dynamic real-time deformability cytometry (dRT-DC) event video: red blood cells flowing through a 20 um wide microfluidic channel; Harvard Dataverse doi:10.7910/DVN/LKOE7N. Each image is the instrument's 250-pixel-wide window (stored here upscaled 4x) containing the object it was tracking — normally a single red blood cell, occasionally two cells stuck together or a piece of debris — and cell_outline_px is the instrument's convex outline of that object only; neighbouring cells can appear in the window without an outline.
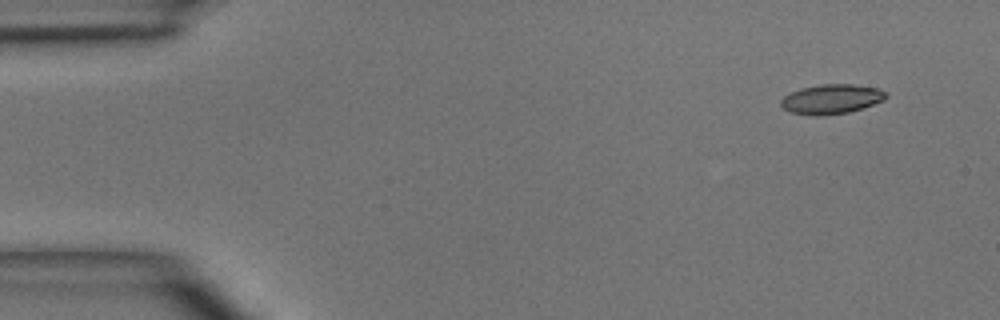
{"species": "common noctule bat (a hibernating species)", "species_latin": "Nyctalus noctula", "temperature_condition": "room temperature", "stored_images_in_passage": 4, "camera_frame_rate_fps": 3000, "um_per_image_px": 0.085, "animal": {"sex": "male", "body_mass_g": 15.6}, "frame": {"image": 1, "passage_image": 1, "time_ms": 0.0, "image_size_px": [1000, 320], "cell_outline_px": [[888, 96], [884, 100], [848, 112], [820, 116], [812, 116], [792, 112], [784, 108], [780, 104], [780, 100], [784, 96], [800, 88], [820, 84], [852, 84], [876, 88], [884, 92]], "centroid_in_image_um": [70.63, 8.42], "position_along_channel_um": 14.4, "area_um2": 17.92}}
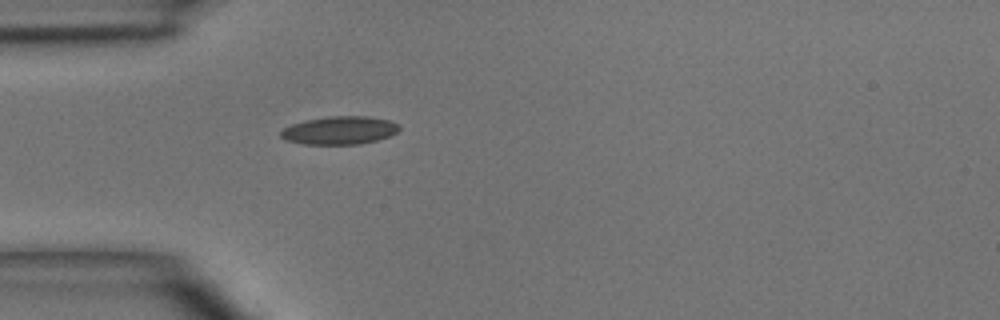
{"frame": {"image": 2, "passage_image": 4, "time_ms": 3.333, "image_size_px": [1000, 320], "cell_outline_px": [[400, 128], [396, 132], [388, 136], [376, 140], [360, 144], [304, 144], [284, 140], [280, 136], [280, 132], [284, 128], [292, 124], [304, 120], [328, 116], [368, 116], [388, 120], [396, 124]], "centroid_in_image_um": [28.81, 11.08], "position_along_channel_um": 56.2, "area_um2": 19.31}}